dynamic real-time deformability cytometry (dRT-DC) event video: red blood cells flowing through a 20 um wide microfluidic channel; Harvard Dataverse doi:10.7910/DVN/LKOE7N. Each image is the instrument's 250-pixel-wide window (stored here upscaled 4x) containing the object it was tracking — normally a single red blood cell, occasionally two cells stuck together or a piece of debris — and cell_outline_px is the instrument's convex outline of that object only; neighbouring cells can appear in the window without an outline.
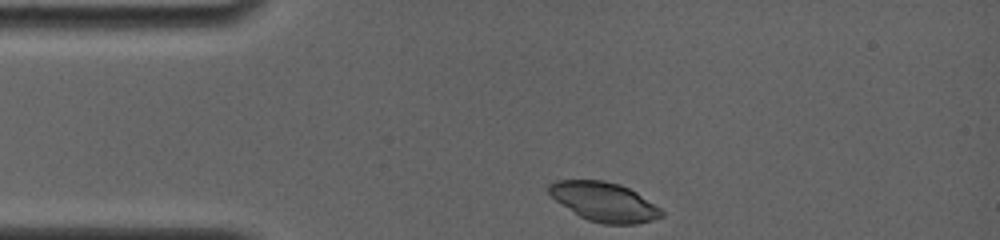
{"species": "common noctule bat (a hibernating species)", "species_latin": "Nyctalus noctula", "temperature_condition": "room temperature", "stored_images_in_passage": 3, "camera_frame_rate_fps": 4000, "um_per_image_px": 0.085, "animal": {"sex": "female", "body_mass_g": 19.0, "forearm_length_mm": 56.7}, "frame": {"image": 1, "passage_image": 1, "time_ms": 0.0, "image_size_px": [1000, 240], "cell_outline_px": [[664, 216], [652, 220], [636, 224], [604, 224], [588, 220], [580, 216], [556, 200], [548, 192], [548, 184], [556, 180], [604, 180], [620, 184], [636, 192], [660, 208], [664, 212]], "centroid_in_image_um": [51.36, 17.15], "position_along_channel_um": 33.6, "area_um2": 25.55}}